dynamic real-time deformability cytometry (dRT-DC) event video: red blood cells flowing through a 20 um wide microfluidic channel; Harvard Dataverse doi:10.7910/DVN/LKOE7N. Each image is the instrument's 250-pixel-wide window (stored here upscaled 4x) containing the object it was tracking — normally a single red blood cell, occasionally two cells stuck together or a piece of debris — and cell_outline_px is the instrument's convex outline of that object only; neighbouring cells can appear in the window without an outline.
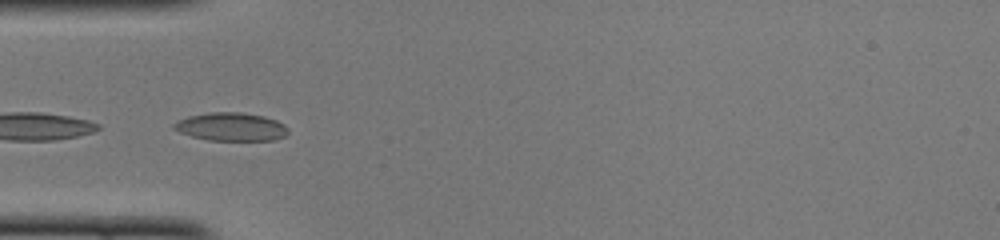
{"species": "common noctule bat (a hibernating species)", "species_latin": "Nyctalus noctula", "temperature_condition": "cold", "stored_images_in_passage": 15, "camera_frame_rate_fps": 3000, "um_per_image_px": 0.085, "animal": {"sex": "female", "body_mass_g": 22.0, "forearm_length_mm": 56.7}, "frame": {"image": 1, "passage_image": 5, "time_ms": 1.333, "image_size_px": [1000, 240], "cell_outline_px": [[288, 132], [284, 136], [272, 140], [208, 140], [192, 136], [180, 132], [172, 128], [172, 124], [176, 120], [188, 116], [208, 112], [240, 112], [264, 116], [276, 120], [284, 124], [288, 128]], "centroid_in_image_um": [19.61, 10.76], "position_along_channel_um": 65.4, "area_um2": 18.84}}
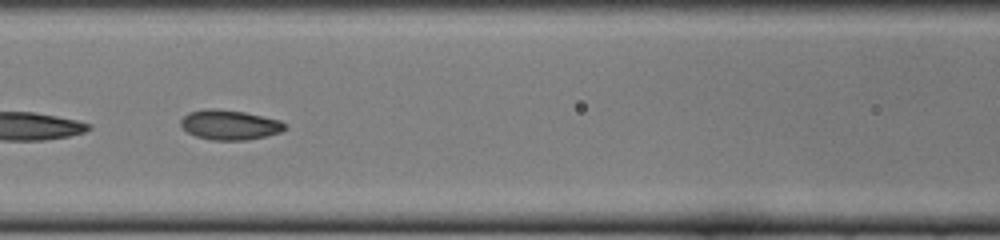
{"frame": {"image": 2, "passage_image": 11, "time_ms": 3.333, "image_size_px": [1000, 240], "cell_outline_px": [[288, 128], [280, 132], [264, 136], [244, 140], [212, 140], [196, 136], [188, 132], [180, 124], [180, 120], [188, 112], [204, 108], [212, 108], [244, 112], [280, 120]], "centroid_in_image_um": [19.5, 10.6], "position_along_channel_um": 147.1, "area_um2": 17.98}}